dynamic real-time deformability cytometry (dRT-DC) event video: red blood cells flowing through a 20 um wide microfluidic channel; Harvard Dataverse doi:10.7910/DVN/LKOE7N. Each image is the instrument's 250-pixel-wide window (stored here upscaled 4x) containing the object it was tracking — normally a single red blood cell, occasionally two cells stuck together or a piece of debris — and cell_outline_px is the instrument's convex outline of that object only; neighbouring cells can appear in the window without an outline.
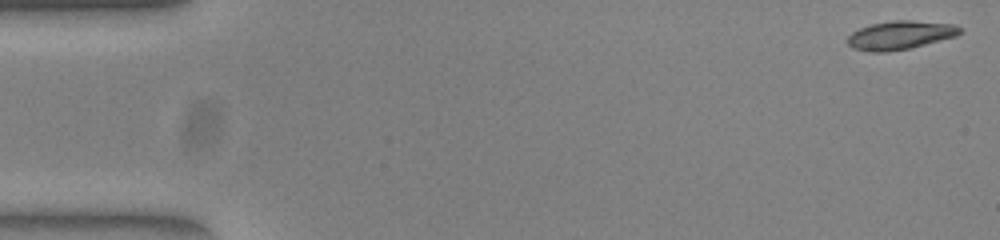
{"species": "common noctule bat (a hibernating species)", "species_latin": "Nyctalus noctula", "temperature_condition": "warm", "stored_images_in_passage": 52, "camera_frame_rate_fps": 3000, "um_per_image_px": 0.085, "animal": {"sex": "female", "body_mass_g": 23.0, "forearm_length_mm": 53.4}, "frame": {"image": 1, "passage_image": 1, "time_ms": 0.0, "image_size_px": [1000, 240], "cell_outline_px": [[960, 32], [956, 36], [912, 48], [888, 52], [868, 52], [852, 48], [848, 44], [848, 36], [852, 32], [860, 28], [872, 24], [896, 20], [908, 20], [952, 24], [960, 28]], "centroid_in_image_um": [76.48, 3.01], "position_along_channel_um": 8.5, "area_um2": 18.61}}
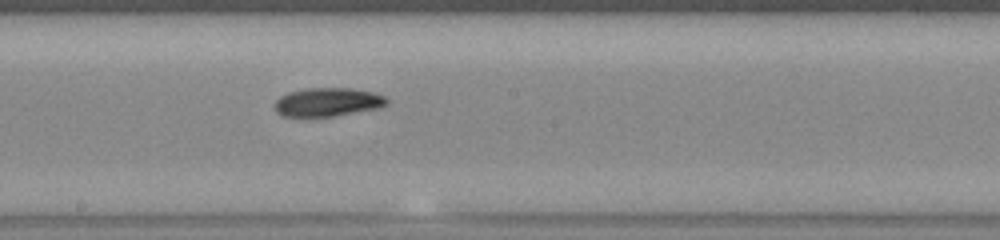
{"frame": {"image": 2, "passage_image": 28, "time_ms": 9.0, "image_size_px": [1000, 240], "cell_outline_px": [[388, 104], [376, 108], [336, 116], [280, 116], [276, 112], [276, 100], [280, 96], [288, 92], [308, 88], [352, 88], [372, 92], [384, 96], [388, 100]], "centroid_in_image_um": [27.84, 8.67], "position_along_channel_um": 220.4, "area_um2": 18.55}}
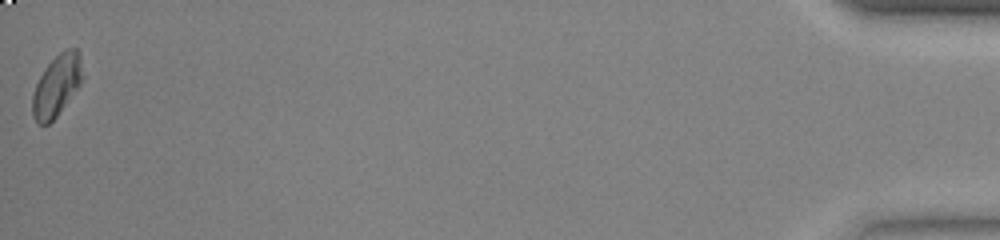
{"frame": {"image": 3, "passage_image": 52, "time_ms": 17.0, "image_size_px": [1000, 240], "cell_outline_px": [[84, 80], [56, 116], [48, 124], [40, 124], [36, 120], [32, 112], [32, 96], [36, 84], [44, 68], [60, 52], [68, 48], [76, 48], [80, 52], [84, 76]], "centroid_in_image_um": [4.86, 7.23], "position_along_channel_um": 430.3, "area_um2": 17.92}, "authors_computed_cell_mechanics": {"area_um2": 18.8139, "velocity_mm_per_s": 3.8975, "shape_relaxation_time_tau1_ms": 3.7515, "shape_relaxation_time_tau2_ms": null, "deformation_change_tau1": 0.1345, "deformation_change_tau2": null}}